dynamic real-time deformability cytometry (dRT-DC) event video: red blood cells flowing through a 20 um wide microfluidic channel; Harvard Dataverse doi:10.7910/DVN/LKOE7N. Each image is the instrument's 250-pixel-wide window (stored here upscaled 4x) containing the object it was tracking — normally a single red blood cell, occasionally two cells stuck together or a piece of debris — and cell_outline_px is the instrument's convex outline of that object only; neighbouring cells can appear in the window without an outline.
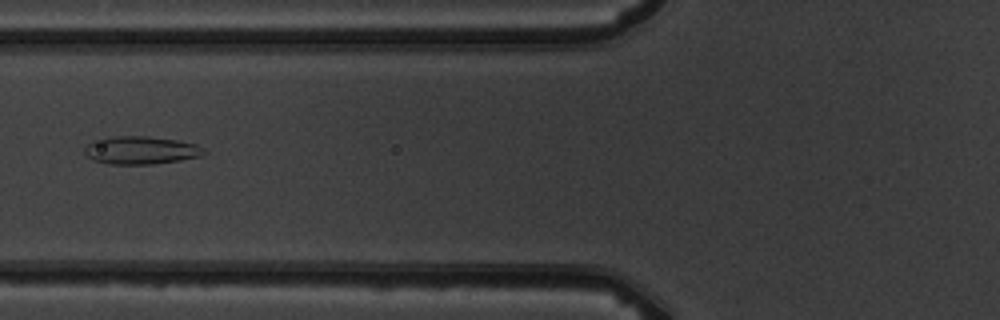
{"species": "common noctule bat (a hibernating species)", "species_latin": "Nyctalus noctula", "temperature_condition": "warm", "stored_images_in_passage": 2, "camera_frame_rate_fps": 3000, "um_per_image_px": 0.085, "animal": {"sex": "male", "body_mass_g": 19.5, "forearm_length_mm": 54.6}, "frame": {"image": 1, "passage_image": 2, "time_ms": 1.0, "image_size_px": [1000, 320], "cell_outline_px": [[208, 152], [200, 156], [180, 160], [152, 164], [108, 164], [92, 160], [84, 152], [84, 148], [92, 140], [112, 136], [148, 136], [176, 140], [196, 144]], "centroid_in_image_um": [11.95, 12.77], "position_along_channel_um": 113.9, "area_um2": 19.48}}